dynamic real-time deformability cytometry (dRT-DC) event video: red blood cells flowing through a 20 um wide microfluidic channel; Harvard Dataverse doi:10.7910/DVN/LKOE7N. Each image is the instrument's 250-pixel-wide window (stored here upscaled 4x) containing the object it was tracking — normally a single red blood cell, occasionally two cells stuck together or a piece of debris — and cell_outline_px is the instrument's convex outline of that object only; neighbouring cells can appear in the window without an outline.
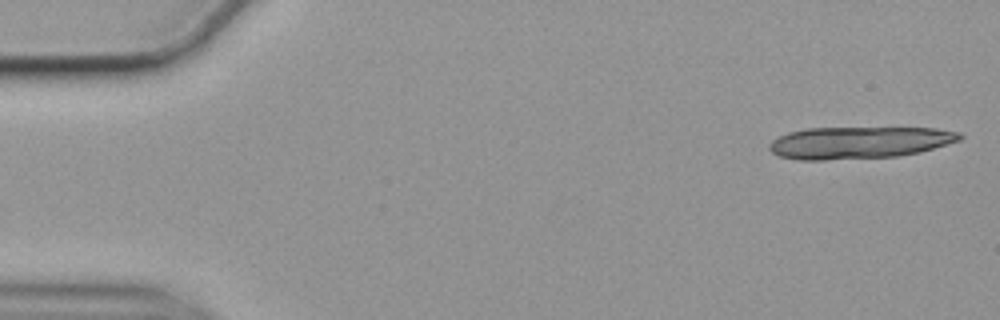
{"species": "common noctule bat (a hibernating species)", "species_latin": "Nyctalus noctula", "temperature_condition": "cold", "stored_images_in_passage": 11, "camera_frame_rate_fps": 3000, "um_per_image_px": 0.085, "animal": {"sex": "female", "body_mass_g": 19.9}, "frame": {"image": 1, "passage_image": 1, "time_ms": 0.0, "image_size_px": [1000, 320], "cell_outline_px": [[964, 136], [960, 140], [920, 152], [900, 156], [824, 160], [796, 160], [780, 156], [772, 152], [768, 148], [768, 144], [772, 140], [788, 132], [808, 128], [936, 128], [960, 132]], "centroid_in_image_um": [73.02, 12.12], "position_along_channel_um": 12.0, "area_um2": 35.66}}